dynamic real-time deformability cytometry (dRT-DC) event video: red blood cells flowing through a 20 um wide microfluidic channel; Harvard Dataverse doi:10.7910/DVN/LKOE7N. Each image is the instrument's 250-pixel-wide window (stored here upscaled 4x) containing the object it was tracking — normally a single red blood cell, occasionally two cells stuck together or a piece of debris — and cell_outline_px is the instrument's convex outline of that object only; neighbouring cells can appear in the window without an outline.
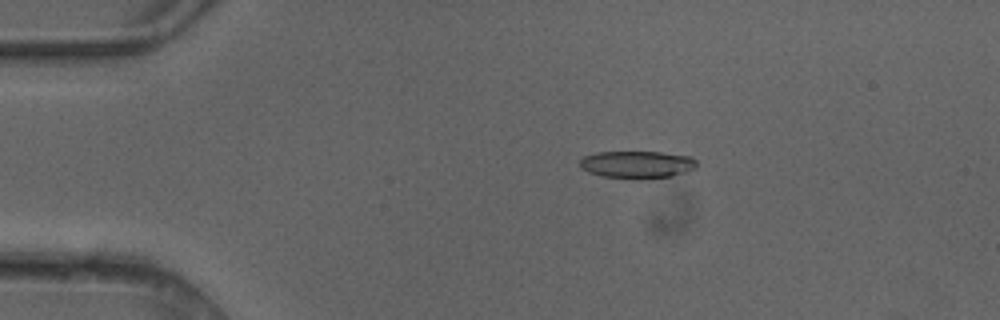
{"species": "common noctule bat (a hibernating species)", "species_latin": "Nyctalus noctula", "temperature_condition": "cold", "stored_images_in_passage": 4, "camera_frame_rate_fps": 3000, "um_per_image_px": 0.085, "animal": {"sex": "female"}, "frame": {"image": 1, "passage_image": 2, "time_ms": 0.333, "image_size_px": [1000, 320], "cell_outline_px": [[696, 168], [688, 172], [672, 176], [604, 176], [588, 172], [580, 168], [580, 160], [584, 156], [596, 152], [660, 152], [692, 156], [696, 160]], "centroid_in_image_um": [54.18, 13.93], "position_along_channel_um": 30.8, "area_um2": 17.98}}
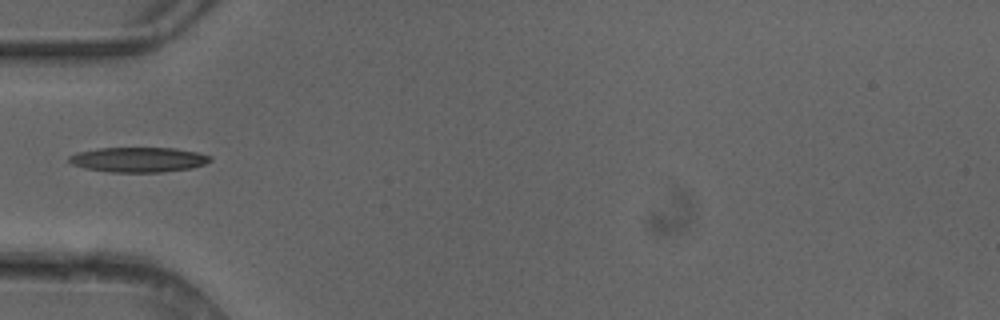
{"frame": {"image": 2, "passage_image": 4, "time_ms": 1.0, "image_size_px": [1000, 320], "cell_outline_px": [[212, 160], [204, 164], [192, 168], [160, 172], [112, 172], [84, 168], [72, 164], [68, 160], [68, 156], [76, 152], [100, 148], [176, 148], [196, 152], [212, 156]], "centroid_in_image_um": [11.76, 13.56], "position_along_channel_um": 73.2, "area_um2": 20.52}}